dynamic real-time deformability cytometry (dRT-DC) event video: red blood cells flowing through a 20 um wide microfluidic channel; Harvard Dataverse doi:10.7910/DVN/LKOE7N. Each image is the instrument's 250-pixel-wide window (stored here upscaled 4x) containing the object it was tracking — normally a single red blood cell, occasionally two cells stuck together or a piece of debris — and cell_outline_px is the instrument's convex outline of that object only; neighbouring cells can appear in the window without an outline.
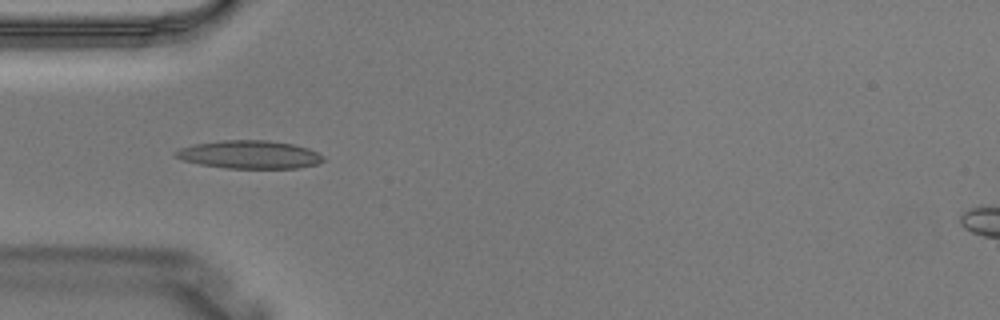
{"species": "Egyptian fruit bat (a non-hibernating species)", "species_latin": "Rousettus aegyptiacus", "temperature_condition": "warm", "stored_images_in_passage": 3, "camera_frame_rate_fps": 3000, "um_per_image_px": 0.085, "animal": {"sex": "male"}, "frame": {"image": 1, "passage_image": 3, "time_ms": 0.667, "image_size_px": [1000, 320], "cell_outline_px": [[324, 160], [316, 164], [296, 168], [228, 168], [200, 164], [184, 160], [176, 156], [172, 152], [180, 148], [192, 144], [224, 140], [268, 140], [292, 144], [308, 148], [324, 156]], "centroid_in_image_um": [21.19, 13.13], "position_along_channel_um": 63.8, "area_um2": 24.04}}